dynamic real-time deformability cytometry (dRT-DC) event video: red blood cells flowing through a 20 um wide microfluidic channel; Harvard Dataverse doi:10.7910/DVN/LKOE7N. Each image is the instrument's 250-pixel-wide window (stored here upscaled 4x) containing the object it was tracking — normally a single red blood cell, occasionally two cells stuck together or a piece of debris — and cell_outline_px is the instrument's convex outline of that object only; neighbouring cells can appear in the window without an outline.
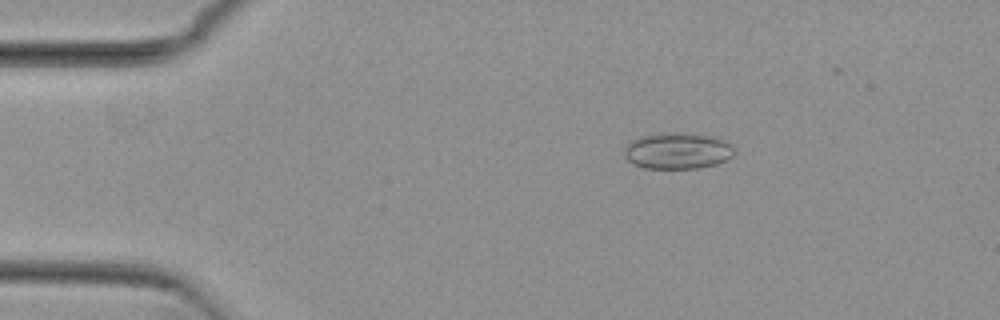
{"species": "common noctule bat (a hibernating species)", "species_latin": "Nyctalus noctula", "temperature_condition": "cold", "stored_images_in_passage": 45, "camera_frame_rate_fps": 3000, "um_per_image_px": 0.085, "animal": {"sex": "female", "body_mass_g": 29.2, "forearm_length_mm": 56.3}, "frame": {"image": 1, "passage_image": 1, "time_ms": 0.0, "image_size_px": [1000, 320], "cell_outline_px": [[736, 152], [728, 160], [716, 164], [700, 168], [644, 168], [632, 164], [624, 156], [624, 148], [632, 140], [640, 136], [716, 136], [728, 140], [732, 144]], "centroid_in_image_um": [57.65, 12.88], "position_along_channel_um": 27.3, "area_um2": 22.54}}
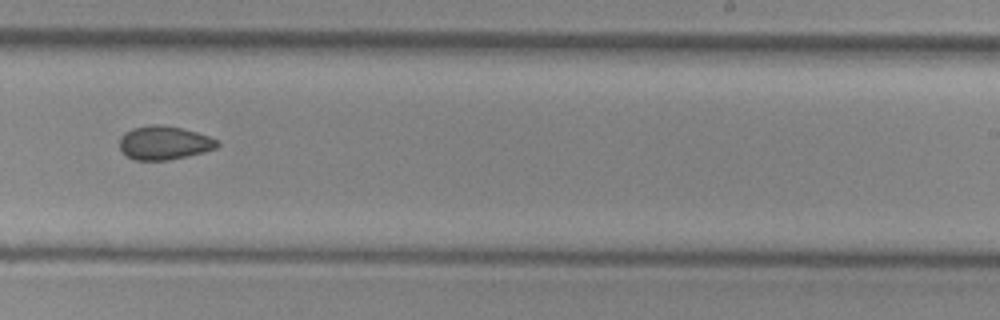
{"frame": {"image": 2, "passage_image": 25, "time_ms": 8.0, "image_size_px": [1000, 320], "cell_outline_px": [[220, 144], [216, 148], [204, 152], [168, 160], [136, 160], [128, 156], [120, 148], [120, 136], [124, 132], [132, 128], [152, 124], [160, 124], [180, 128], [196, 132], [208, 136], [216, 140]], "centroid_in_image_um": [13.94, 12.13], "position_along_channel_um": 275.1, "area_um2": 19.02}}
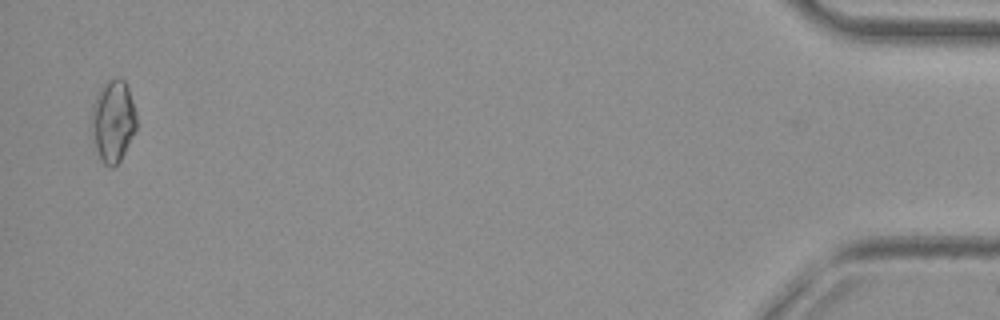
{"frame": {"image": 3, "passage_image": 44, "time_ms": 14.333, "image_size_px": [1000, 320], "cell_outline_px": [[136, 128], [120, 160], [112, 168], [108, 168], [100, 160], [96, 148], [92, 132], [92, 108], [96, 96], [104, 80], [116, 76], [124, 80], [128, 88], [136, 116]], "centroid_in_image_um": [9.59, 10.26], "position_along_channel_um": 425.6, "area_um2": 21.33}}